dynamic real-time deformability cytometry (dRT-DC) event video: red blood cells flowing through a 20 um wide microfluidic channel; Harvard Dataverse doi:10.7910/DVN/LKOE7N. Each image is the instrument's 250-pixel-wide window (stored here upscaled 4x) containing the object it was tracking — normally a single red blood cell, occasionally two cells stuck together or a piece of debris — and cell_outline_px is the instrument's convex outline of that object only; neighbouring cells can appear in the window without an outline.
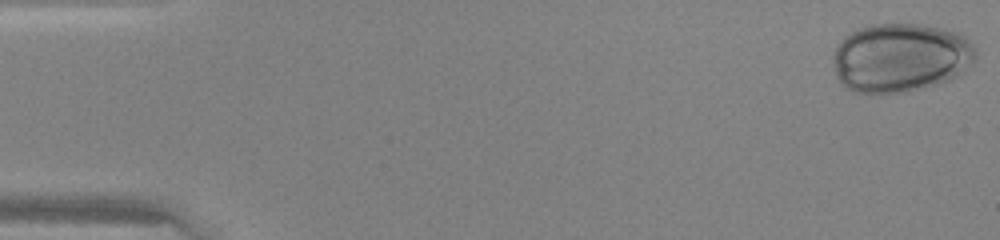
{"species": "human", "species_latin": "Homo sapiens", "temperature_condition": "warm", "stored_images_in_passage": 37, "camera_frame_rate_fps": 3000, "um_per_image_px": 0.085, "donor": {"sex": "female"}, "frame": {"image": 1, "passage_image": 1, "time_ms": 0.0, "image_size_px": [1000, 240], "cell_outline_px": [[976, 60], [972, 64], [956, 76], [940, 84], [908, 92], [880, 96], [852, 92], [836, 76], [832, 60], [832, 56], [836, 48], [852, 32], [868, 24], [916, 24], [944, 28], [960, 32], [976, 48]], "centroid_in_image_um": [76.56, 4.94], "position_along_channel_um": 8.4, "area_um2": 58.15}}
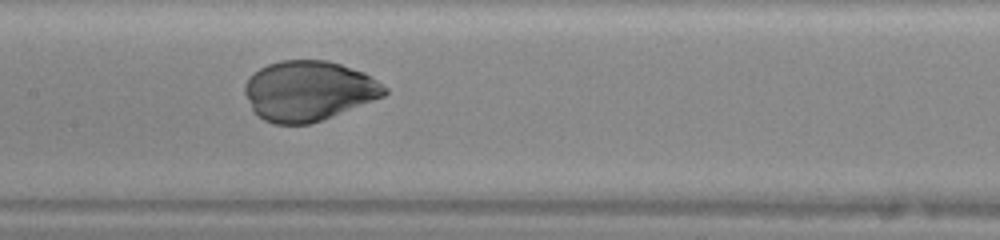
{"frame": {"image": 2, "passage_image": 23, "time_ms": 7.333, "image_size_px": [1000, 240], "cell_outline_px": [[388, 92], [384, 96], [320, 120], [308, 124], [276, 124], [264, 120], [252, 108], [244, 92], [244, 84], [260, 68], [268, 64], [280, 60], [328, 60], [364, 72], [388, 88]], "centroid_in_image_um": [26.24, 7.71], "position_along_channel_um": 181.2, "area_um2": 48.32}}
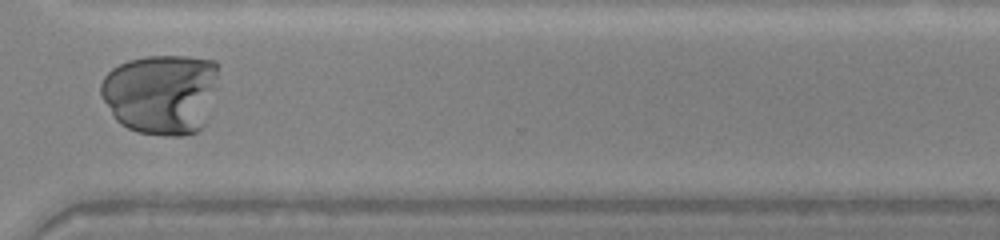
{"frame": {"image": 3, "passage_image": 35, "time_ms": 11.333, "image_size_px": [1000, 240], "cell_outline_px": [[220, 64], [216, 88], [204, 124], [196, 132], [184, 136], [164, 136], [140, 132], [128, 128], [120, 124], [116, 120], [104, 100], [100, 92], [100, 84], [104, 76], [112, 68], [128, 60], [144, 56], [188, 56], [216, 60]], "centroid_in_image_um": [13.73, 7.95], "position_along_channel_um": 356.9, "area_um2": 55.78}}